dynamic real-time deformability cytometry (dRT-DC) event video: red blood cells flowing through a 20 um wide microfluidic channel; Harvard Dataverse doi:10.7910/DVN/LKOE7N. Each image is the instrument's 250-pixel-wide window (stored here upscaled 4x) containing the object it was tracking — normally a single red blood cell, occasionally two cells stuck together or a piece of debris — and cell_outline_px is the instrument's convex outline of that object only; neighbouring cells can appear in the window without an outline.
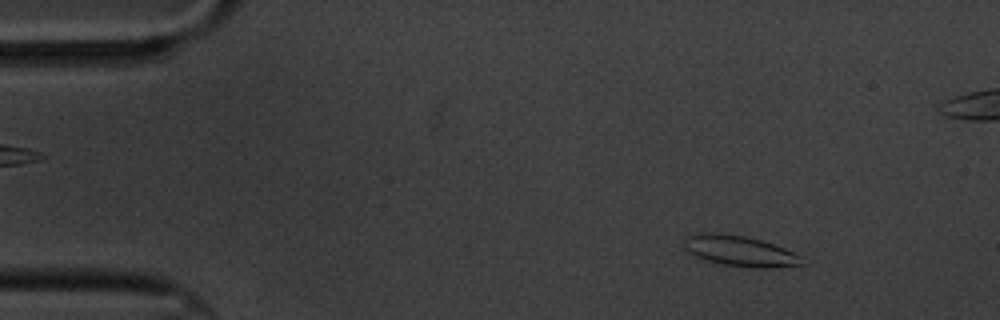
{"species": "common noctule bat (a hibernating species)", "species_latin": "Nyctalus noctula", "temperature_condition": "cold", "stored_images_in_passage": 6, "camera_frame_rate_fps": 3000, "um_per_image_px": 0.085, "animal": {"sex": "male", "body_mass_g": 20.1, "forearm_length_mm": 53.5}, "frame": {"image": 1, "passage_image": 1, "time_ms": 0.0, "image_size_px": [1000, 320], "cell_outline_px": [[804, 256], [800, 264], [768, 268], [752, 268], [724, 264], [700, 260], [684, 252], [684, 240], [688, 236], [700, 232], [716, 232], [744, 236], [760, 240], [784, 248]], "centroid_in_image_um": [62.79, 21.33], "position_along_channel_um": 22.2, "area_um2": 21.27}}
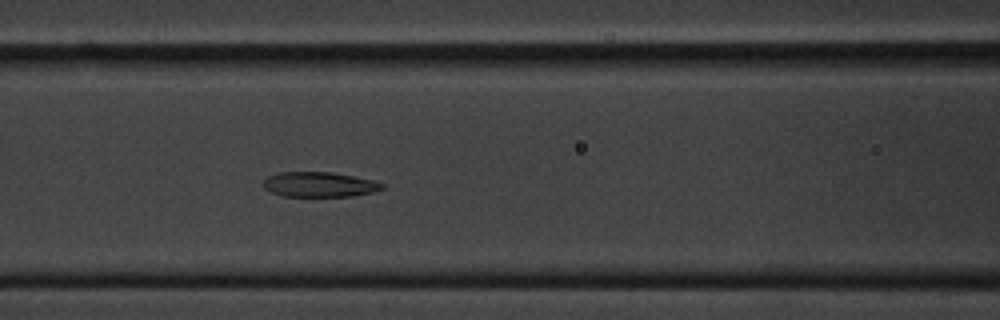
{"frame": {"image": 2, "passage_image": 6, "time_ms": 5.667, "image_size_px": [1000, 320], "cell_outline_px": [[384, 188], [372, 192], [352, 196], [284, 196], [272, 192], [264, 188], [260, 184], [268, 176], [276, 172], [332, 172], [372, 180], [384, 184]], "centroid_in_image_um": [27.09, 15.67], "position_along_channel_um": 139.5, "area_um2": 17.28}}